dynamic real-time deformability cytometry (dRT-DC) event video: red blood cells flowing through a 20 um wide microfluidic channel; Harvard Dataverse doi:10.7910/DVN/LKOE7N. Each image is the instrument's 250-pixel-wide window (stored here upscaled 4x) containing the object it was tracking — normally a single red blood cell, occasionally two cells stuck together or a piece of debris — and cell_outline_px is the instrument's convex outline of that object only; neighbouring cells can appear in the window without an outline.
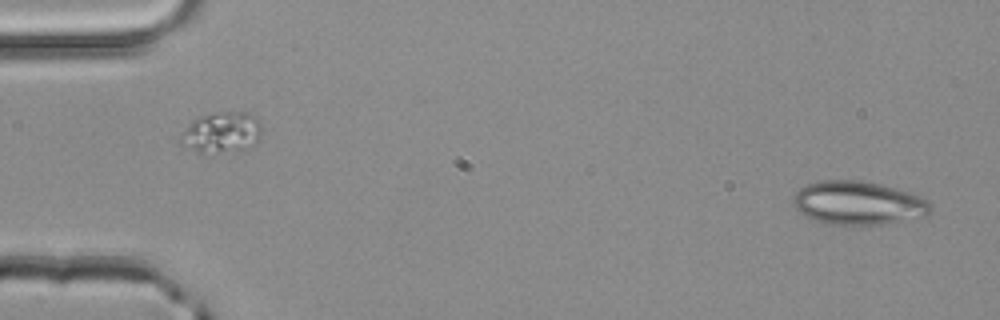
{"species": "common noctule bat (a hibernating species)", "species_latin": "Nyctalus noctula", "temperature_condition": "room temperature", "stored_images_in_passage": 2, "segment_of_instrument_passage": [2, 2], "camera_frame_rate_fps": 3000, "um_per_image_px": 0.085, "animal": {"sex": "male", "body_mass_g": 20.4}, "frame": {"image": 1, "passage_image": 2, "time_ms": 0.333, "image_size_px": [1000, 320], "cell_outline_px": [[932, 212], [924, 216], [884, 224], [828, 224], [804, 216], [792, 204], [792, 196], [800, 188], [808, 184], [820, 180], [860, 180], [880, 184], [896, 188], [920, 196], [928, 200], [932, 204]], "centroid_in_image_um": [72.94, 17.24], "position_along_channel_um": 12.1, "area_um2": 34.91}}